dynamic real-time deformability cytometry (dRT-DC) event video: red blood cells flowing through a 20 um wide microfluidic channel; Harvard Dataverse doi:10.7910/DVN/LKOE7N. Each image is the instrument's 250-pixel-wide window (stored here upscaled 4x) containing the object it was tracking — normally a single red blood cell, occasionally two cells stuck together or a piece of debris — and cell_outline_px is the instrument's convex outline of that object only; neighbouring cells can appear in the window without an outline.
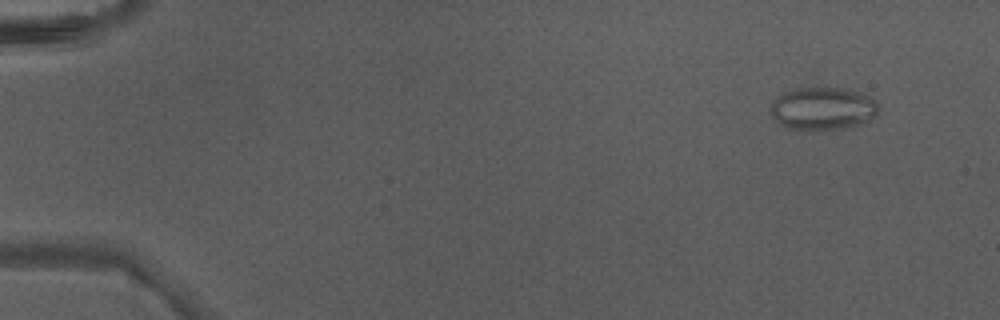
{"species": "Egyptian fruit bat (a non-hibernating species)", "species_latin": "Rousettus aegyptiacus", "temperature_condition": "warm", "stored_images_in_passage": 4, "camera_frame_rate_fps": 3000, "um_per_image_px": 0.085, "animal": {"sex": "male"}, "frame": {"image": 1, "passage_image": 1, "time_ms": 0.0, "image_size_px": [1000, 320], "cell_outline_px": [[880, 108], [872, 116], [856, 124], [840, 128], [808, 132], [784, 128], [772, 116], [772, 104], [784, 92], [792, 88], [844, 88], [864, 92], [876, 100], [880, 104]], "centroid_in_image_um": [69.93, 9.23], "position_along_channel_um": 15.1, "area_um2": 27.05}}